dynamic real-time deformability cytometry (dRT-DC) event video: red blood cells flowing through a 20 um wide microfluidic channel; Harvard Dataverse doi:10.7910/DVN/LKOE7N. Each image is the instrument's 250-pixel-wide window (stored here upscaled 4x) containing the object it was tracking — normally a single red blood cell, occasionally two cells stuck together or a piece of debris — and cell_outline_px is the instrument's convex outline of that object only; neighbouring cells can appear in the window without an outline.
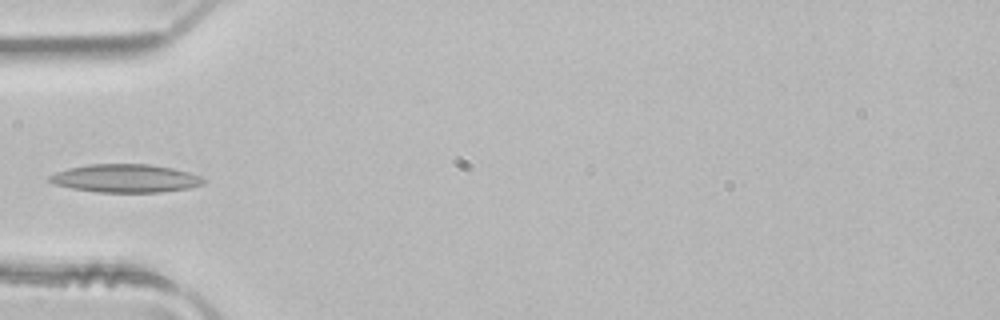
{"species": "common noctule bat (a hibernating species)", "species_latin": "Nyctalus noctula", "temperature_condition": "room temperature", "stored_images_in_passage": 1, "camera_frame_rate_fps": 3000, "um_per_image_px": 0.085, "animal": {"sex": "male", "body_mass_g": 21.5, "forearm_length_mm": 52.0}, "frame": {"image": 1, "passage_image": 1, "time_ms": 0.0, "image_size_px": [1000, 320], "cell_outline_px": [[208, 180], [204, 184], [188, 188], [164, 192], [96, 192], [72, 188], [56, 184], [48, 180], [48, 176], [56, 172], [68, 168], [88, 164], [148, 164], [172, 168], [188, 172], [200, 176]], "centroid_in_image_um": [10.69, 15.16], "position_along_channel_um": 74.3, "area_um2": 25.32}}